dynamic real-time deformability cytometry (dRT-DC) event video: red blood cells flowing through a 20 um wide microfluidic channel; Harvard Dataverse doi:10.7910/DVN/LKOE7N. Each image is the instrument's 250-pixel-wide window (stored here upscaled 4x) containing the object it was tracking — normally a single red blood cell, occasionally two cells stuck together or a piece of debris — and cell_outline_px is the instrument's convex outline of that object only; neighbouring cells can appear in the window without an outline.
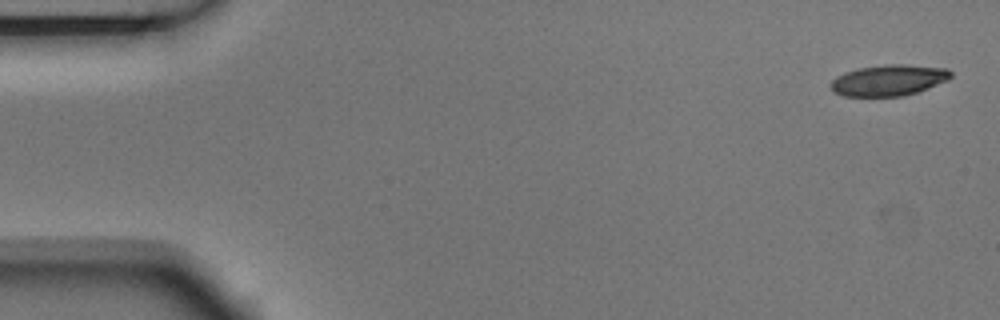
{"species": "Egyptian fruit bat (a non-hibernating species)", "species_latin": "Rousettus aegyptiacus", "temperature_condition": "room temperature", "stored_images_in_passage": 3, "camera_frame_rate_fps": 3000, "um_per_image_px": 0.085, "animal": {"sex": "male"}, "frame": {"image": 1, "passage_image": 1, "time_ms": 0.0, "image_size_px": [1000, 320], "cell_outline_px": [[952, 76], [948, 80], [928, 88], [904, 96], [844, 96], [832, 92], [828, 84], [836, 76], [844, 72], [860, 68], [884, 64], [908, 64], [948, 68], [952, 72]], "centroid_in_image_um": [75.52, 6.81], "position_along_channel_um": 9.5, "area_um2": 22.02}}